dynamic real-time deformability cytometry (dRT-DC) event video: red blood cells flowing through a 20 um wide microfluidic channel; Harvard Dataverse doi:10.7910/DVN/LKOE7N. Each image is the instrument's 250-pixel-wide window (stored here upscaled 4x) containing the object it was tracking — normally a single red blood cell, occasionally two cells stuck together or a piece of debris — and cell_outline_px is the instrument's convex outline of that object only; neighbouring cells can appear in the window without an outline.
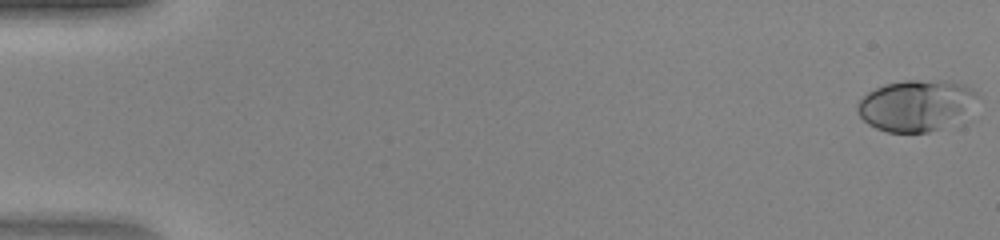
{"species": "human", "species_latin": "Homo sapiens", "temperature_condition": "warm", "stored_images_in_passage": 48, "camera_frame_rate_fps": 3000, "um_per_image_px": 0.085, "donor": {"sex": "female"}, "frame": {"image": 1, "passage_image": 1, "time_ms": 0.0, "image_size_px": [1000, 240], "cell_outline_px": [[976, 96], [960, 116], [940, 128], [928, 132], [888, 132], [876, 128], [868, 124], [860, 116], [856, 108], [856, 104], [868, 92], [884, 84], [904, 80], [948, 80], [964, 84], [972, 88], [976, 92]], "centroid_in_image_um": [77.77, 8.93], "position_along_channel_um": 7.2, "area_um2": 35.03}}
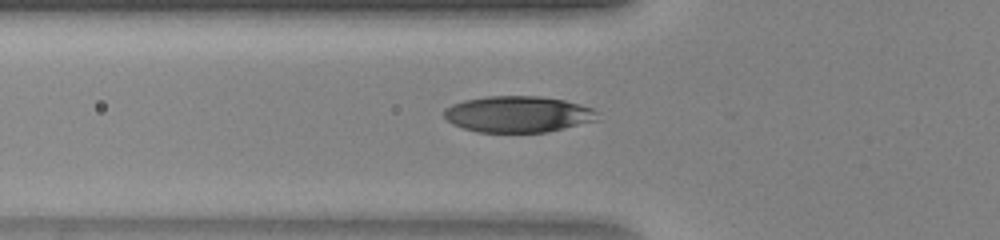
{"frame": {"image": 2, "passage_image": 18, "time_ms": 5.667, "image_size_px": [1000, 240], "cell_outline_px": [[600, 120], [548, 132], [476, 132], [452, 124], [444, 116], [444, 108], [452, 104], [464, 100], [488, 96], [540, 96], [564, 100], [580, 104], [592, 108], [596, 112]], "centroid_in_image_um": [44.05, 9.71], "position_along_channel_um": 81.8, "area_um2": 32.6}}
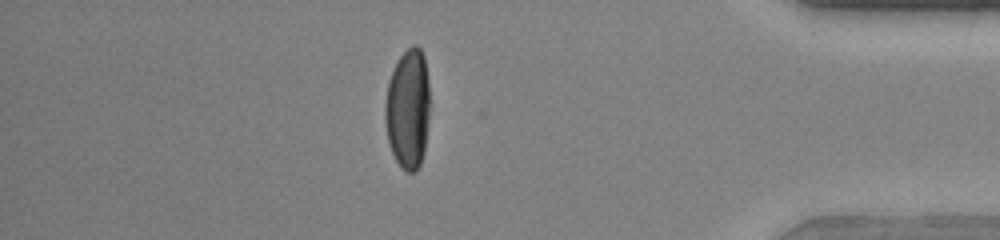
{"frame": {"image": 3, "passage_image": 42, "time_ms": 13.667, "image_size_px": [1000, 240], "cell_outline_px": [[428, 120], [424, 152], [420, 164], [416, 172], [408, 172], [396, 160], [392, 152], [388, 140], [384, 120], [384, 104], [388, 80], [396, 60], [412, 44], [416, 44], [420, 48], [424, 56], [428, 80]], "centroid_in_image_um": [34.65, 9.22], "position_along_channel_um": 400.6, "area_um2": 31.39}}